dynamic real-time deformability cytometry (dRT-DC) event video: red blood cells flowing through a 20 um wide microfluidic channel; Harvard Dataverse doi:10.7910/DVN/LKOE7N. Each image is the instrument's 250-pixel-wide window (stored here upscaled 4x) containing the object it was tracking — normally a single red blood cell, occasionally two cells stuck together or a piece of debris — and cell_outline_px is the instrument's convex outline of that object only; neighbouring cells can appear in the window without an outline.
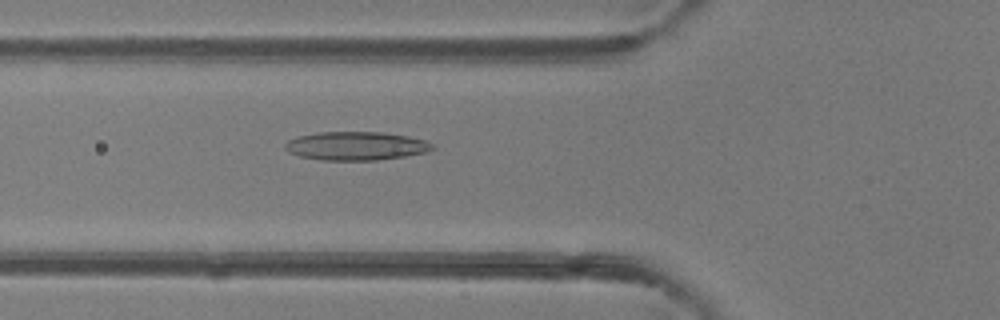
{"species": "common noctule bat (a hibernating species)", "species_latin": "Nyctalus noctula", "temperature_condition": "room temperature", "stored_images_in_passage": 49, "camera_frame_rate_fps": 3000, "um_per_image_px": 0.085, "animal": {"sex": "female"}, "frame": {"image": 1, "passage_image": 18, "time_ms": 5.667, "image_size_px": [1000, 320], "cell_outline_px": [[436, 148], [424, 152], [404, 156], [376, 160], [320, 160], [300, 156], [288, 152], [284, 148], [284, 144], [288, 140], [296, 136], [316, 132], [384, 132], [408, 136], [424, 140], [432, 144]], "centroid_in_image_um": [30.21, 12.4], "position_along_channel_um": 95.6, "area_um2": 24.57}}
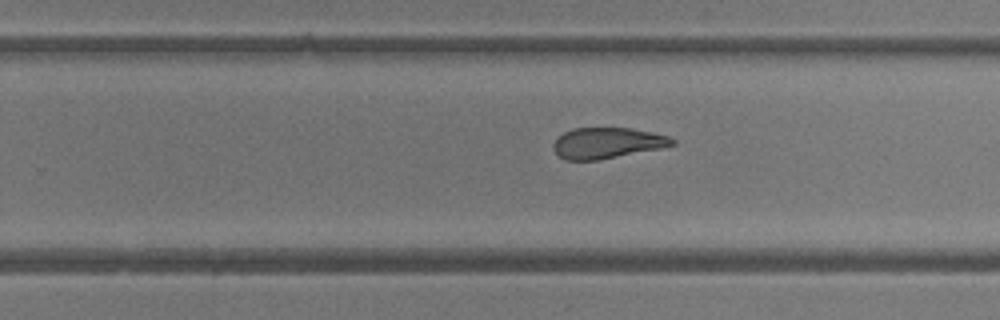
{"frame": {"image": 2, "passage_image": 31, "time_ms": 10.0, "image_size_px": [1000, 320], "cell_outline_px": [[676, 144], [660, 148], [596, 160], [564, 160], [552, 148], [552, 144], [564, 132], [572, 128], [632, 128], [652, 132], [668, 136], [676, 140]], "centroid_in_image_um": [51.6, 12.14], "position_along_channel_um": 278.2, "area_um2": 21.21}}
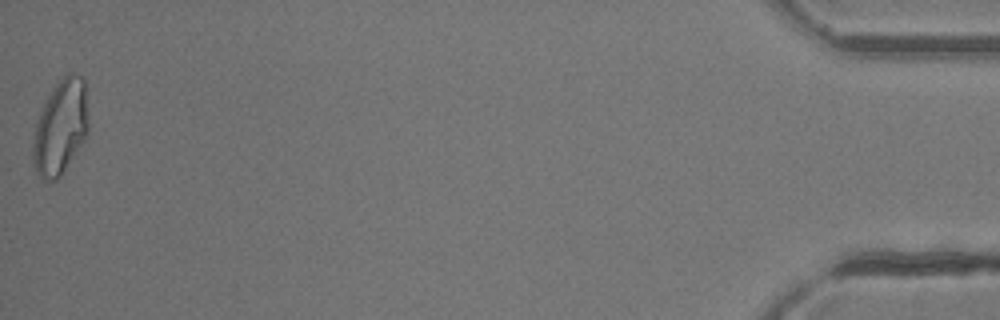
{"frame": {"image": 3, "passage_image": 49, "time_ms": 16.0, "image_size_px": [1000, 320], "cell_outline_px": [[88, 132], [84, 140], [64, 172], [56, 180], [44, 180], [40, 176], [32, 164], [32, 144], [36, 124], [40, 112], [48, 96], [56, 84], [68, 72], [72, 72], [84, 76], [88, 124]], "centroid_in_image_um": [5.14, 10.82], "position_along_channel_um": 430.1, "area_um2": 30.58}, "authors_computed_cell_mechanics": {"area_um2": 25.0852, "velocity_mm_per_s": 4.2064, "shape_relaxation_time_tau1_ms": null, "shape_relaxation_time_tau2_ms": 2.0487, "deformation_change_tau1": null, "deformation_change_tau2": 0.1138}}